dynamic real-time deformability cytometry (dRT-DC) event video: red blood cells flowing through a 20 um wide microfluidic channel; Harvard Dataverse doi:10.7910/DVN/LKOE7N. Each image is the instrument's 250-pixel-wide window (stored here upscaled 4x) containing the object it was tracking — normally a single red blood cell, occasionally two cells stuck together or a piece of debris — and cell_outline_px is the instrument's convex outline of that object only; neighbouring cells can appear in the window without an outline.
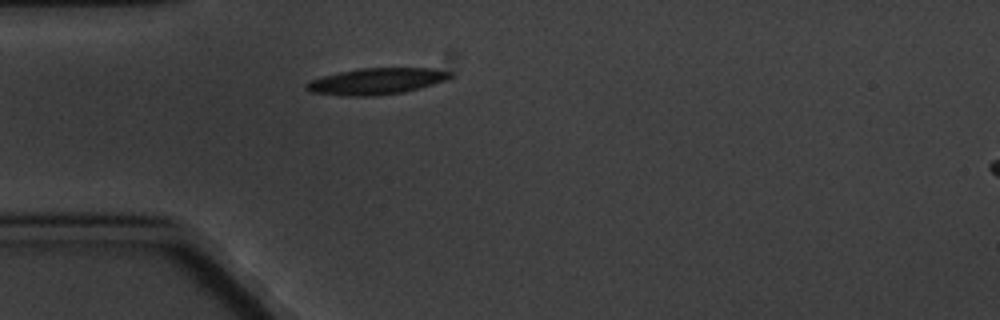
{"species": "common noctule bat (a hibernating species)", "species_latin": "Nyctalus noctula", "temperature_condition": "cold", "stored_images_in_passage": 1, "camera_frame_rate_fps": 3000, "um_per_image_px": 0.085, "animal": {"sex": "male", "body_mass_g": 20.1, "forearm_length_mm": 53.5}, "frame": {"image": 1, "passage_image": 1, "time_ms": 0.0, "image_size_px": [1000, 320], "cell_outline_px": [[452, 76], [444, 80], [432, 84], [404, 92], [372, 96], [340, 96], [312, 92], [304, 88], [304, 84], [308, 80], [340, 72], [360, 68], [432, 68], [452, 72]], "centroid_in_image_um": [31.93, 6.91], "position_along_channel_um": 53.1, "area_um2": 22.02}}